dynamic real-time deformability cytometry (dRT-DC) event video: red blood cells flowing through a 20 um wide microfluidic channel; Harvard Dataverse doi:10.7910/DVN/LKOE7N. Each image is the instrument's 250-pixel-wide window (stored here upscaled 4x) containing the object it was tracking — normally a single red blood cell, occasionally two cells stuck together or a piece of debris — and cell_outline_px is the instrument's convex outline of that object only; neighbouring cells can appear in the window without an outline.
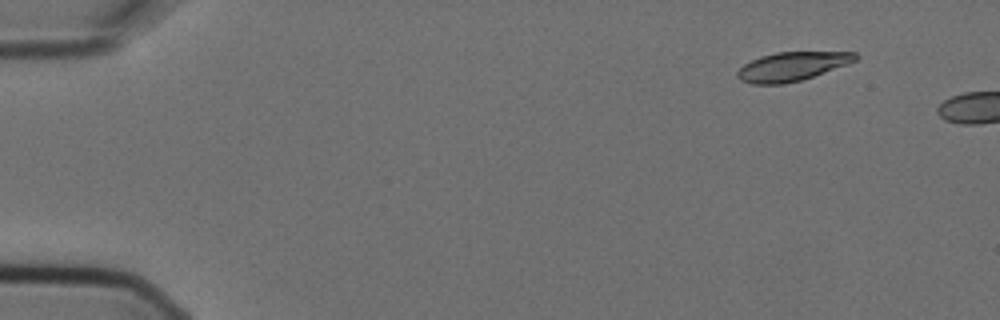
{"species": "Egyptian fruit bat (a non-hibernating species)", "species_latin": "Rousettus aegyptiacus", "temperature_condition": "cold", "stored_images_in_passage": 3, "camera_frame_rate_fps": 3000, "um_per_image_px": 0.085, "animal": {"sex": "female"}, "frame": {"image": 1, "passage_image": 2, "time_ms": 0.333, "image_size_px": [1000, 320], "cell_outline_px": [[860, 56], [856, 60], [848, 64], [800, 80], [780, 84], [752, 84], [740, 80], [736, 76], [736, 72], [744, 64], [760, 56], [776, 52], [856, 52]], "centroid_in_image_um": [67.31, 5.64], "position_along_channel_um": 17.7, "area_um2": 19.71}}